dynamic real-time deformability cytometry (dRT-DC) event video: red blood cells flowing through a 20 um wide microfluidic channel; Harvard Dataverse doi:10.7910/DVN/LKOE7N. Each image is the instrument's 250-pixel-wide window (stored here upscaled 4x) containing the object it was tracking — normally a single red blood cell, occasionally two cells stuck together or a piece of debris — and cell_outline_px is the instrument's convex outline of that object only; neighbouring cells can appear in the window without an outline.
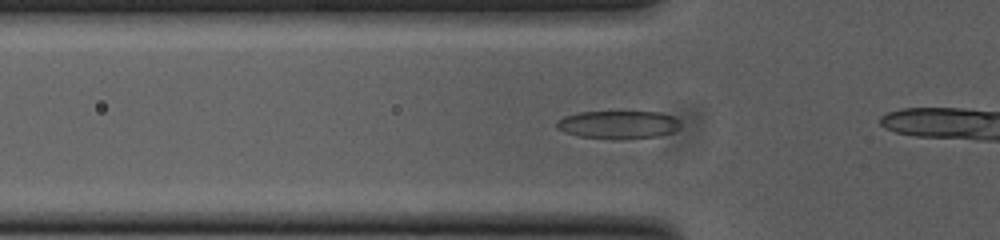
{"species": "common noctule bat (a hibernating species)", "species_latin": "Nyctalus noctula", "temperature_condition": "cold", "stored_images_in_passage": 18, "camera_frame_rate_fps": 3000, "um_per_image_px": 0.085, "animal": {"sex": "female", "body_mass_g": 23.0, "forearm_length_mm": 53.4}, "frame": {"image": 1, "passage_image": 13, "time_ms": 4.0, "image_size_px": [1000, 240], "cell_outline_px": [[680, 128], [672, 132], [656, 136], [616, 140], [612, 140], [580, 136], [564, 132], [556, 128], [556, 120], [564, 116], [580, 112], [660, 112], [672, 116], [680, 120]], "centroid_in_image_um": [52.53, 10.6], "position_along_channel_um": 73.3, "area_um2": 20.4}}
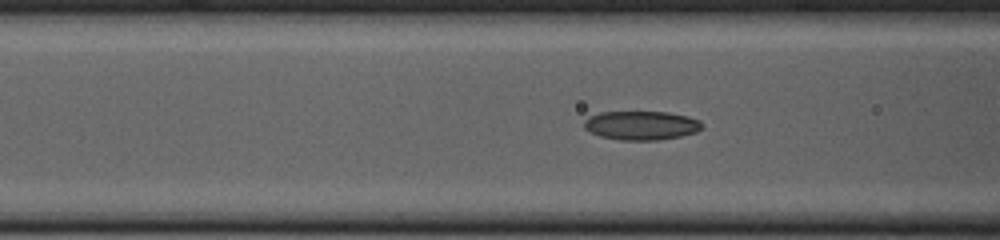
{"frame": {"image": 2, "passage_image": 16, "time_ms": 5.0, "image_size_px": [1000, 240], "cell_outline_px": [[704, 124], [696, 132], [680, 136], [656, 140], [620, 140], [600, 136], [584, 128], [584, 120], [600, 112], [668, 112], [688, 116], [700, 120]], "centroid_in_image_um": [54.53, 10.65], "position_along_channel_um": 112.1, "area_um2": 19.77}}